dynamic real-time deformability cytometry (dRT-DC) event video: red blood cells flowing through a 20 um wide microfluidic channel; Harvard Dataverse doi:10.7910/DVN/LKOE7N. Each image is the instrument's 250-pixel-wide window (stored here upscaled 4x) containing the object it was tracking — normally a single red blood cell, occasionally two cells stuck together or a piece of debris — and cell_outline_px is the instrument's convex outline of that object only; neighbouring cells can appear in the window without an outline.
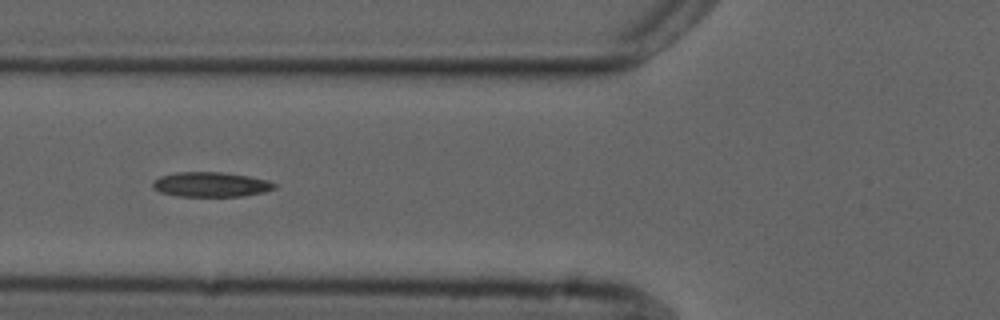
{"species": "common noctule bat (a hibernating species)", "species_latin": "Nyctalus noctula", "temperature_condition": "cold", "stored_images_in_passage": 6, "camera_frame_rate_fps": 3000, "um_per_image_px": 0.085, "animal": {"sex": "male", "forearm_length_mm": 52.5}, "frame": {"image": 1, "passage_image": 5, "time_ms": 6.0, "image_size_px": [1000, 320], "cell_outline_px": [[276, 188], [264, 192], [244, 196], [176, 196], [160, 192], [152, 188], [152, 180], [160, 176], [176, 172], [220, 172], [248, 176], [268, 180], [276, 184]], "centroid_in_image_um": [17.89, 15.68], "position_along_channel_um": 107.9, "area_um2": 17.69}}
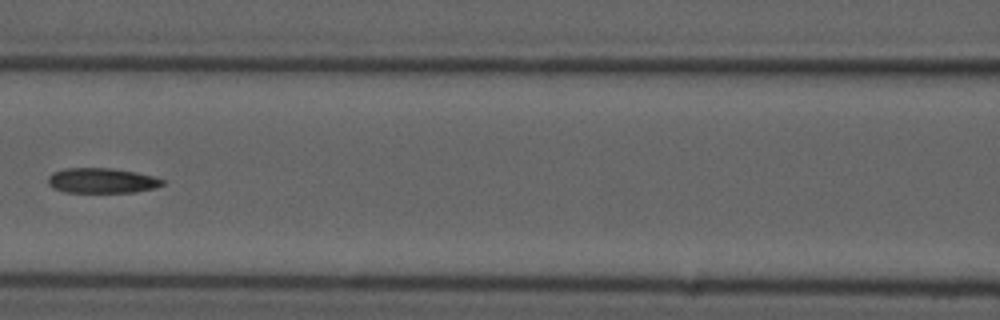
{"frame": {"image": 2, "passage_image": 6, "time_ms": 7.333, "image_size_px": [1000, 320], "cell_outline_px": [[168, 180], [164, 184], [156, 188], [136, 192], [64, 192], [52, 188], [48, 184], [48, 176], [52, 172], [64, 168], [112, 168], [136, 172]], "centroid_in_image_um": [8.67, 15.35], "position_along_channel_um": 157.9, "area_um2": 16.99}}